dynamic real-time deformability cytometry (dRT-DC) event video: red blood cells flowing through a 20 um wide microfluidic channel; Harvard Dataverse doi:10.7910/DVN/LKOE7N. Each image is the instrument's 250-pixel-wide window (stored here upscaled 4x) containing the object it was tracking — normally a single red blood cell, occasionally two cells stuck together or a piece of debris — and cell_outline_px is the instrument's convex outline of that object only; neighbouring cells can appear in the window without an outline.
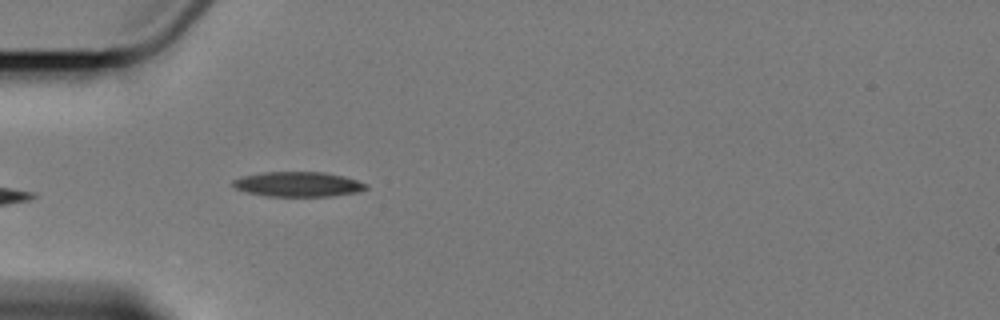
{"species": "Egyptian fruit bat (a non-hibernating species)", "species_latin": "Rousettus aegyptiacus", "temperature_condition": "cold", "stored_images_in_passage": 7, "camera_frame_rate_fps": 3000, "um_per_image_px": 0.085, "animal": {"sex": "female"}, "frame": {"image": 1, "passage_image": 6, "time_ms": 6.0, "image_size_px": [1000, 320], "cell_outline_px": [[368, 188], [356, 192], [332, 196], [268, 196], [248, 192], [236, 188], [232, 184], [232, 180], [240, 176], [264, 172], [324, 172], [344, 176], [368, 184]], "centroid_in_image_um": [25.33, 15.65], "position_along_channel_um": 59.7, "area_um2": 19.25}}